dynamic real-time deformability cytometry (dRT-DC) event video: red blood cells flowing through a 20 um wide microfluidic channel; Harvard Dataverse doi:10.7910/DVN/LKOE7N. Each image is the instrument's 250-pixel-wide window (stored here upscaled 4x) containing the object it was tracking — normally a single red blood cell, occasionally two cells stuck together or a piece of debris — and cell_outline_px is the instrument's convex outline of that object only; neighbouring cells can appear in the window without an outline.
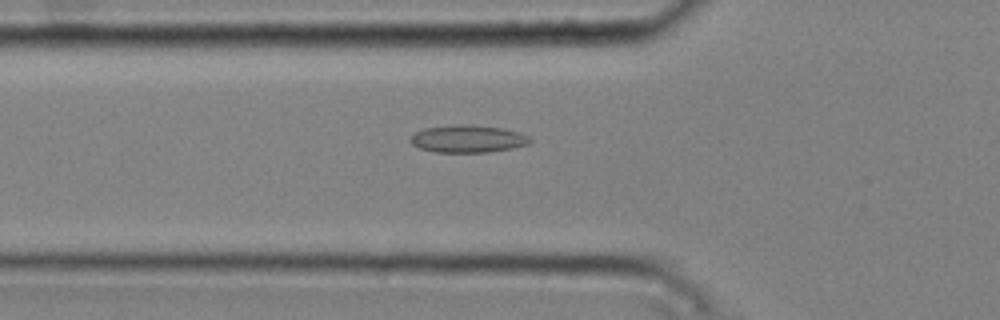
{"species": "common noctule bat (a hibernating species)", "species_latin": "Nyctalus noctula", "temperature_condition": "cold", "stored_images_in_passage": 37, "camera_frame_rate_fps": 3000, "um_per_image_px": 0.085, "animal": {"sex": "male", "body_mass_g": 20.4}, "frame": {"image": 1, "passage_image": 8, "time_ms": 2.333, "image_size_px": [1000, 320], "cell_outline_px": [[532, 140], [528, 144], [512, 148], [488, 152], [436, 152], [420, 148], [412, 144], [408, 140], [416, 132], [424, 128], [456, 124], [468, 124], [504, 128], [520, 132], [528, 136]], "centroid_in_image_um": [39.77, 11.79], "position_along_channel_um": 86.0, "area_um2": 19.19}}
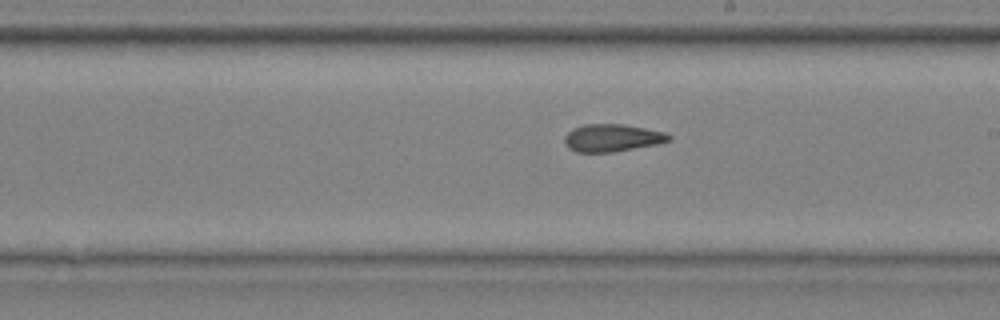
{"frame": {"image": 2, "passage_image": 20, "time_ms": 6.333, "image_size_px": [1000, 320], "cell_outline_px": [[672, 140], [656, 144], [612, 152], [576, 152], [568, 148], [564, 140], [564, 136], [568, 132], [584, 124], [624, 124], [664, 132], [672, 136]], "centroid_in_image_um": [52.03, 11.72], "position_along_channel_um": 237.0, "area_um2": 16.59}}
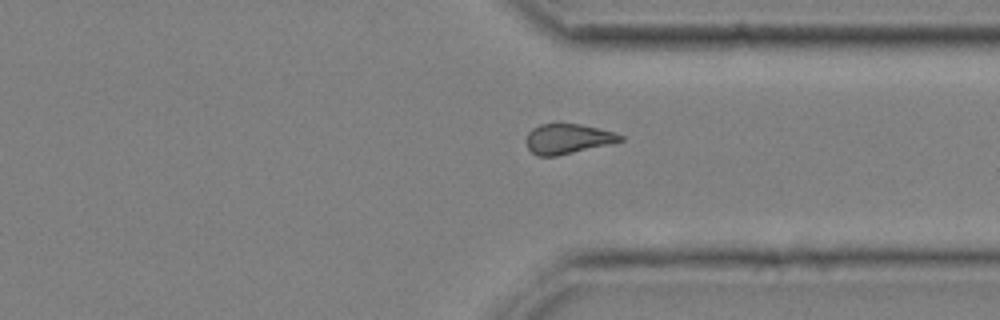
{"frame": {"image": 3, "passage_image": 30, "time_ms": 9.667, "image_size_px": [1000, 320], "cell_outline_px": [[624, 140], [612, 144], [556, 156], [536, 156], [528, 148], [528, 132], [532, 128], [540, 124], [560, 120], [580, 124], [616, 132], [624, 136]], "centroid_in_image_um": [48.29, 11.76], "position_along_channel_um": 363.1, "area_um2": 16.99}, "authors_computed_cell_mechanics": {"area_um2": 16.8776, "velocity_mm_per_s": 3.7693, "shape_relaxation_time_tau1_ms": null, "shape_relaxation_time_tau2_ms": 2.7341, "deformation_change_tau1": null, "deformation_change_tau2": 0.103}}